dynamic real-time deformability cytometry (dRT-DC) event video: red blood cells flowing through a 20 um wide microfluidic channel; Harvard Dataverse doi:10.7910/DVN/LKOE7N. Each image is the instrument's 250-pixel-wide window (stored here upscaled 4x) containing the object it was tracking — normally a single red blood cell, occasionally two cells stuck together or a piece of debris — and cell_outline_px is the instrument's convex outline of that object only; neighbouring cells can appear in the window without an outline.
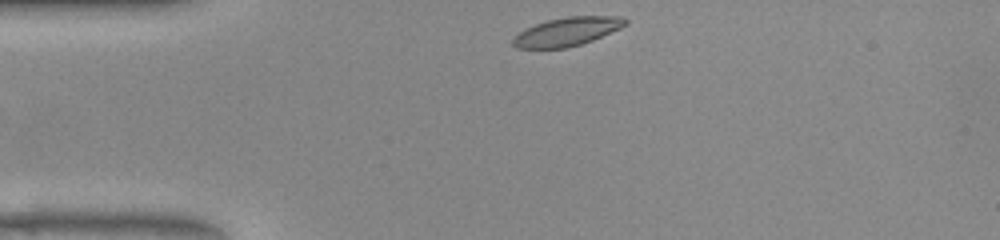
{"species": "common noctule bat (a hibernating species)", "species_latin": "Nyctalus noctula", "temperature_condition": "warm", "stored_images_in_passage": 34, "camera_frame_rate_fps": 3000, "um_per_image_px": 0.085, "animal": {"sex": "female", "body_mass_g": 22.0, "forearm_length_mm": 56.7}, "frame": {"image": 1, "passage_image": 1, "time_ms": 0.0, "image_size_px": [1000, 240], "cell_outline_px": [[628, 24], [620, 28], [592, 40], [580, 44], [564, 48], [516, 48], [512, 44], [512, 40], [520, 32], [536, 24], [548, 20], [568, 16], [620, 16], [628, 20]], "centroid_in_image_um": [48.23, 2.68], "position_along_channel_um": 36.8, "area_um2": 18.44}}
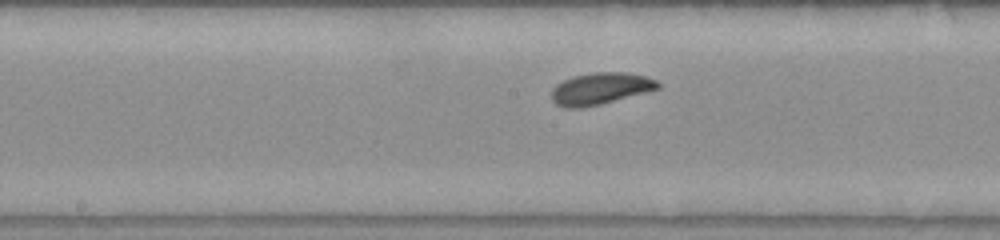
{"frame": {"image": 2, "passage_image": 16, "time_ms": 5.0, "image_size_px": [1000, 240], "cell_outline_px": [[660, 88], [600, 104], [576, 108], [568, 108], [556, 104], [552, 100], [552, 88], [556, 84], [572, 76], [596, 72], [624, 72], [644, 76], [656, 80], [660, 84]], "centroid_in_image_um": [51.01, 7.52], "position_along_channel_um": 197.2, "area_um2": 19.42}}
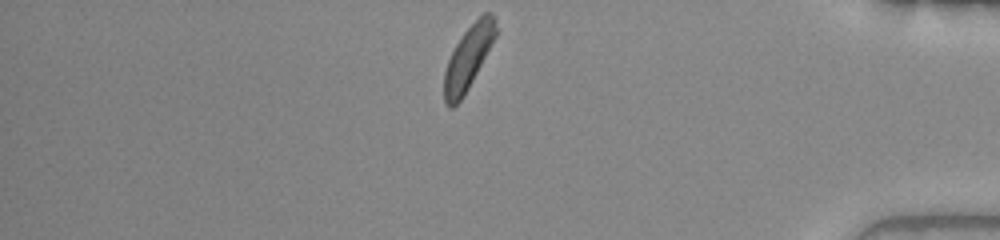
{"frame": {"image": 3, "passage_image": 34, "time_ms": 11.0, "image_size_px": [1000, 240], "cell_outline_px": [[496, 36], [468, 88], [460, 100], [452, 108], [448, 108], [444, 100], [444, 72], [448, 60], [456, 44], [464, 32], [484, 12], [488, 12], [496, 20]], "centroid_in_image_um": [39.78, 4.92], "position_along_channel_um": 395.4, "area_um2": 18.55}, "authors_computed_cell_mechanics": {"area_um2": 19.1896, "velocity_mm_per_s": 3.8602, "shape_relaxation_time_tau1_ms": 1.6333, "shape_relaxation_time_tau2_ms": null, "deformation_change_tau1": 0.1178, "deformation_change_tau2": null}}